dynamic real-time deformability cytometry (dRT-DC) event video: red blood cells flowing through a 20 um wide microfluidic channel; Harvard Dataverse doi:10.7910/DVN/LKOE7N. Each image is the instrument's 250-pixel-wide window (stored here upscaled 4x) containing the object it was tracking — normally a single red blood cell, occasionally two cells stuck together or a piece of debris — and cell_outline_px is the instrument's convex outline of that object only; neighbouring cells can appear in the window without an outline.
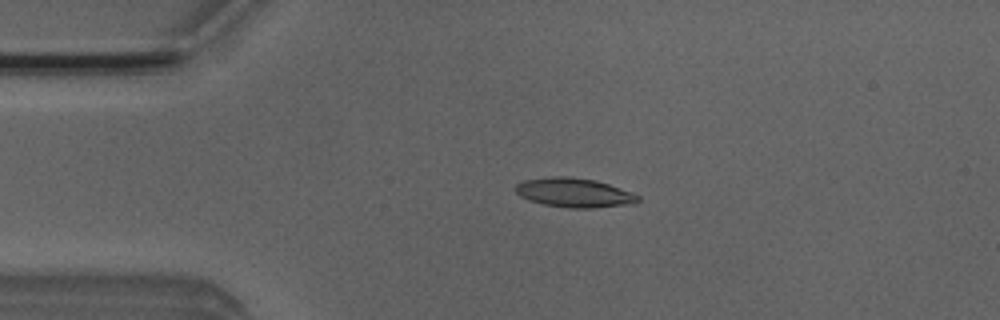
{"species": "Egyptian fruit bat (a non-hibernating species)", "species_latin": "Rousettus aegyptiacus", "temperature_condition": "room temperature", "stored_images_in_passage": 3, "camera_frame_rate_fps": 3000, "um_per_image_px": 0.085, "animal": {"sex": "male"}, "frame": {"image": 1, "passage_image": 2, "time_ms": 0.333, "image_size_px": [1000, 320], "cell_outline_px": [[640, 200], [636, 204], [592, 208], [568, 208], [544, 204], [528, 200], [520, 196], [516, 192], [516, 184], [524, 180], [552, 176], [568, 176], [596, 180], [632, 192], [640, 196]], "centroid_in_image_um": [48.84, 16.38], "position_along_channel_um": 36.2, "area_um2": 21.04}}